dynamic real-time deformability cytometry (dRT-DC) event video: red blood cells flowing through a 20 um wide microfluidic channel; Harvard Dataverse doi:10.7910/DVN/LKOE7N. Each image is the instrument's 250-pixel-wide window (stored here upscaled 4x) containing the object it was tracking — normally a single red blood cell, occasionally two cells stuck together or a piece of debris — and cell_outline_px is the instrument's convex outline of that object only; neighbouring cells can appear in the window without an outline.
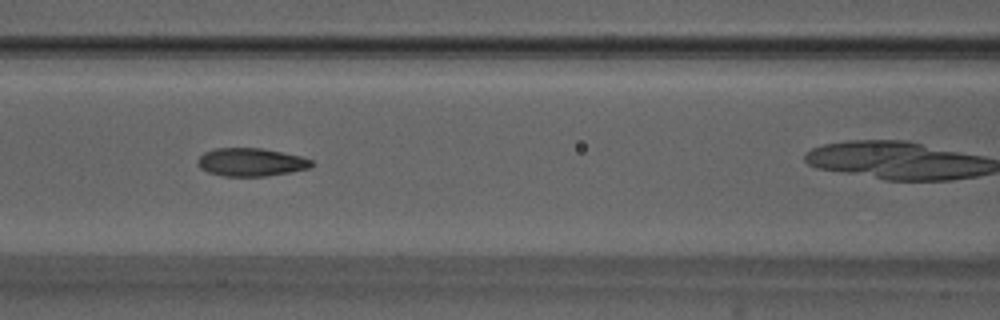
{"species": "Egyptian fruit bat (a non-hibernating species)", "species_latin": "Rousettus aegyptiacus", "temperature_condition": "warm", "stored_images_in_passage": 29, "camera_frame_rate_fps": 3000, "um_per_image_px": 0.085, "animal": {"sex": "male"}, "frame": {"image": 1, "passage_image": 9, "time_ms": 2.667, "image_size_px": [1000, 320], "cell_outline_px": [[316, 164], [312, 168], [268, 176], [224, 176], [208, 172], [200, 168], [200, 156], [204, 152], [216, 148], [260, 148], [300, 156], [312, 160]], "centroid_in_image_um": [21.4, 13.79], "position_along_channel_um": 145.2, "area_um2": 18.55}}